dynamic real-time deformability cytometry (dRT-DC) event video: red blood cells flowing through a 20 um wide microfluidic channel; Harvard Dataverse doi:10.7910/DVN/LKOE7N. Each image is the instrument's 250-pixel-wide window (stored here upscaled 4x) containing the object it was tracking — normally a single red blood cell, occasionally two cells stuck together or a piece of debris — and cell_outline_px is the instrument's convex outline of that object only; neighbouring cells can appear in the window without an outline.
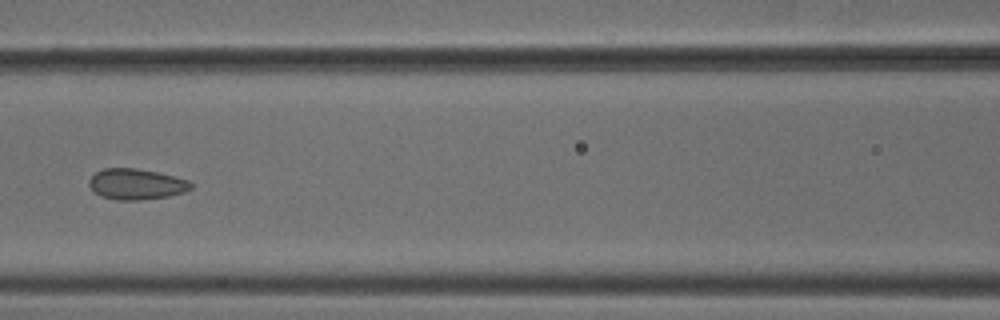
{"species": "common noctule bat (a hibernating species)", "species_latin": "Nyctalus noctula", "temperature_condition": "cold", "stored_images_in_passage": 7, "camera_frame_rate_fps": 3000, "um_per_image_px": 0.085, "animal": {"sex": "male", "body_mass_g": 18.8}, "frame": {"image": 1, "passage_image": 6, "time_ms": 1.667, "image_size_px": [1000, 320], "cell_outline_px": [[192, 188], [184, 192], [168, 196], [140, 200], [116, 200], [100, 196], [88, 184], [88, 180], [96, 172], [104, 168], [136, 168], [156, 172], [188, 180], [192, 184]], "centroid_in_image_um": [11.56, 15.65], "position_along_channel_um": 155.0, "area_um2": 18.15}}
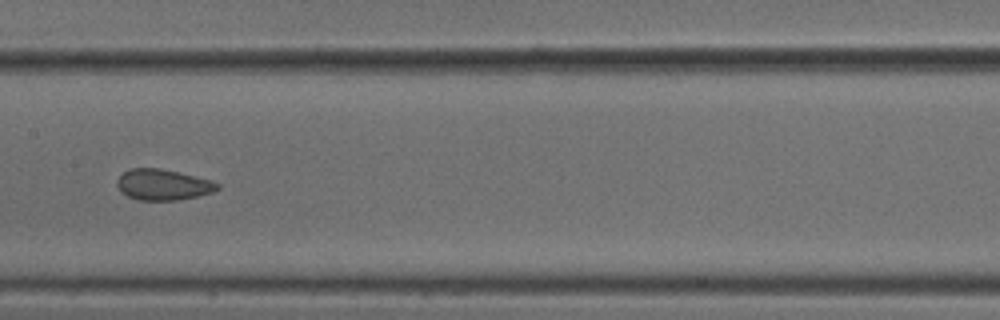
{"frame": {"image": 2, "passage_image": 7, "time_ms": 2.0, "image_size_px": [1000, 320], "cell_outline_px": [[220, 188], [212, 192], [196, 196], [176, 200], [140, 200], [128, 196], [120, 192], [116, 184], [116, 180], [128, 168], [160, 168], [212, 180], [220, 184]], "centroid_in_image_um": [13.83, 15.69], "position_along_channel_um": 193.6, "area_um2": 18.03}}